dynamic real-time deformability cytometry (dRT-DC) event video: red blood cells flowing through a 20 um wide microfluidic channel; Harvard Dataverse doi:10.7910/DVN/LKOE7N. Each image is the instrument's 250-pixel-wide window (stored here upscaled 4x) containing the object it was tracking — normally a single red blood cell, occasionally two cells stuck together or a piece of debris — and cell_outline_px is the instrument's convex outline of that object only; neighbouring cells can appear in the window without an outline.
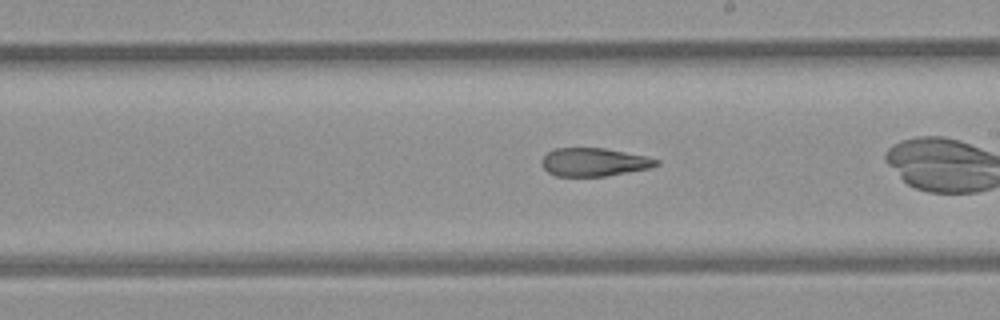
{"species": "common noctule bat (a hibernating species)", "species_latin": "Nyctalus noctula", "temperature_condition": "room temperature", "stored_images_in_passage": 39, "camera_frame_rate_fps": 3000, "um_per_image_px": 0.085, "animal": {"sex": "female", "body_mass_g": 21.9}, "frame": {"image": 1, "passage_image": 28, "time_ms": 9.0, "image_size_px": [1000, 320], "cell_outline_px": [[660, 164], [652, 168], [608, 176], [556, 176], [548, 172], [540, 164], [540, 160], [552, 148], [604, 148], [648, 156], [660, 160]], "centroid_in_image_um": [50.52, 13.78], "position_along_channel_um": 238.5, "area_um2": 19.19}}